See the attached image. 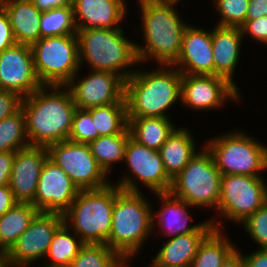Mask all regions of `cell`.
Wrapping results in <instances>:
<instances>
[{
  "label": "cell",
  "instance_id": "cell-26",
  "mask_svg": "<svg viewBox=\"0 0 267 267\" xmlns=\"http://www.w3.org/2000/svg\"><path fill=\"white\" fill-rule=\"evenodd\" d=\"M127 120L131 138L157 151L176 128L175 123L166 117L127 118Z\"/></svg>",
  "mask_w": 267,
  "mask_h": 267
},
{
  "label": "cell",
  "instance_id": "cell-25",
  "mask_svg": "<svg viewBox=\"0 0 267 267\" xmlns=\"http://www.w3.org/2000/svg\"><path fill=\"white\" fill-rule=\"evenodd\" d=\"M5 11L17 43L32 46L41 38L42 12L31 0H7Z\"/></svg>",
  "mask_w": 267,
  "mask_h": 267
},
{
  "label": "cell",
  "instance_id": "cell-2",
  "mask_svg": "<svg viewBox=\"0 0 267 267\" xmlns=\"http://www.w3.org/2000/svg\"><path fill=\"white\" fill-rule=\"evenodd\" d=\"M142 25L143 44H136L139 64L173 65L180 54L187 21H183L176 3L137 0Z\"/></svg>",
  "mask_w": 267,
  "mask_h": 267
},
{
  "label": "cell",
  "instance_id": "cell-31",
  "mask_svg": "<svg viewBox=\"0 0 267 267\" xmlns=\"http://www.w3.org/2000/svg\"><path fill=\"white\" fill-rule=\"evenodd\" d=\"M95 125V139L99 136L121 134L128 127L126 102L87 109Z\"/></svg>",
  "mask_w": 267,
  "mask_h": 267
},
{
  "label": "cell",
  "instance_id": "cell-21",
  "mask_svg": "<svg viewBox=\"0 0 267 267\" xmlns=\"http://www.w3.org/2000/svg\"><path fill=\"white\" fill-rule=\"evenodd\" d=\"M126 0H74L72 3L77 29L122 28L127 16Z\"/></svg>",
  "mask_w": 267,
  "mask_h": 267
},
{
  "label": "cell",
  "instance_id": "cell-28",
  "mask_svg": "<svg viewBox=\"0 0 267 267\" xmlns=\"http://www.w3.org/2000/svg\"><path fill=\"white\" fill-rule=\"evenodd\" d=\"M222 230L213 229L199 244L190 267H220L237 248Z\"/></svg>",
  "mask_w": 267,
  "mask_h": 267
},
{
  "label": "cell",
  "instance_id": "cell-44",
  "mask_svg": "<svg viewBox=\"0 0 267 267\" xmlns=\"http://www.w3.org/2000/svg\"><path fill=\"white\" fill-rule=\"evenodd\" d=\"M16 203L17 201L9 185L0 186V216L11 209Z\"/></svg>",
  "mask_w": 267,
  "mask_h": 267
},
{
  "label": "cell",
  "instance_id": "cell-9",
  "mask_svg": "<svg viewBox=\"0 0 267 267\" xmlns=\"http://www.w3.org/2000/svg\"><path fill=\"white\" fill-rule=\"evenodd\" d=\"M266 202L267 181L263 177L222 175L218 214L209 219L214 229L223 231L225 224L219 218L240 224Z\"/></svg>",
  "mask_w": 267,
  "mask_h": 267
},
{
  "label": "cell",
  "instance_id": "cell-23",
  "mask_svg": "<svg viewBox=\"0 0 267 267\" xmlns=\"http://www.w3.org/2000/svg\"><path fill=\"white\" fill-rule=\"evenodd\" d=\"M213 229V224L208 218V221L198 231L167 239L155 253L156 255L151 258L161 265L190 267L199 244Z\"/></svg>",
  "mask_w": 267,
  "mask_h": 267
},
{
  "label": "cell",
  "instance_id": "cell-16",
  "mask_svg": "<svg viewBox=\"0 0 267 267\" xmlns=\"http://www.w3.org/2000/svg\"><path fill=\"white\" fill-rule=\"evenodd\" d=\"M42 86L34 68L31 46L16 43L0 53V89L25 98Z\"/></svg>",
  "mask_w": 267,
  "mask_h": 267
},
{
  "label": "cell",
  "instance_id": "cell-32",
  "mask_svg": "<svg viewBox=\"0 0 267 267\" xmlns=\"http://www.w3.org/2000/svg\"><path fill=\"white\" fill-rule=\"evenodd\" d=\"M70 267H131L107 244H85Z\"/></svg>",
  "mask_w": 267,
  "mask_h": 267
},
{
  "label": "cell",
  "instance_id": "cell-49",
  "mask_svg": "<svg viewBox=\"0 0 267 267\" xmlns=\"http://www.w3.org/2000/svg\"><path fill=\"white\" fill-rule=\"evenodd\" d=\"M6 3H7V0H0V12L5 10Z\"/></svg>",
  "mask_w": 267,
  "mask_h": 267
},
{
  "label": "cell",
  "instance_id": "cell-41",
  "mask_svg": "<svg viewBox=\"0 0 267 267\" xmlns=\"http://www.w3.org/2000/svg\"><path fill=\"white\" fill-rule=\"evenodd\" d=\"M15 152H0V186L9 185Z\"/></svg>",
  "mask_w": 267,
  "mask_h": 267
},
{
  "label": "cell",
  "instance_id": "cell-48",
  "mask_svg": "<svg viewBox=\"0 0 267 267\" xmlns=\"http://www.w3.org/2000/svg\"><path fill=\"white\" fill-rule=\"evenodd\" d=\"M148 267H174V266L161 265L160 263H158L154 259H152L151 263L148 265Z\"/></svg>",
  "mask_w": 267,
  "mask_h": 267
},
{
  "label": "cell",
  "instance_id": "cell-11",
  "mask_svg": "<svg viewBox=\"0 0 267 267\" xmlns=\"http://www.w3.org/2000/svg\"><path fill=\"white\" fill-rule=\"evenodd\" d=\"M123 162L130 174L125 172L116 182L122 190L141 193V186H144L153 194L169 192L172 180L165 172L159 151L141 145L130 137Z\"/></svg>",
  "mask_w": 267,
  "mask_h": 267
},
{
  "label": "cell",
  "instance_id": "cell-38",
  "mask_svg": "<svg viewBox=\"0 0 267 267\" xmlns=\"http://www.w3.org/2000/svg\"><path fill=\"white\" fill-rule=\"evenodd\" d=\"M241 30L243 39L249 35L251 40L267 45V15L254 20H246Z\"/></svg>",
  "mask_w": 267,
  "mask_h": 267
},
{
  "label": "cell",
  "instance_id": "cell-47",
  "mask_svg": "<svg viewBox=\"0 0 267 267\" xmlns=\"http://www.w3.org/2000/svg\"><path fill=\"white\" fill-rule=\"evenodd\" d=\"M0 267H10L7 252L0 251Z\"/></svg>",
  "mask_w": 267,
  "mask_h": 267
},
{
  "label": "cell",
  "instance_id": "cell-42",
  "mask_svg": "<svg viewBox=\"0 0 267 267\" xmlns=\"http://www.w3.org/2000/svg\"><path fill=\"white\" fill-rule=\"evenodd\" d=\"M247 267H267V249L258 248L248 255H243Z\"/></svg>",
  "mask_w": 267,
  "mask_h": 267
},
{
  "label": "cell",
  "instance_id": "cell-15",
  "mask_svg": "<svg viewBox=\"0 0 267 267\" xmlns=\"http://www.w3.org/2000/svg\"><path fill=\"white\" fill-rule=\"evenodd\" d=\"M225 78L216 75L182 74L180 103L194 111L215 110L230 100L239 102L240 95Z\"/></svg>",
  "mask_w": 267,
  "mask_h": 267
},
{
  "label": "cell",
  "instance_id": "cell-6",
  "mask_svg": "<svg viewBox=\"0 0 267 267\" xmlns=\"http://www.w3.org/2000/svg\"><path fill=\"white\" fill-rule=\"evenodd\" d=\"M116 184L99 189L80 190L63 213L64 223L85 244H106L110 232Z\"/></svg>",
  "mask_w": 267,
  "mask_h": 267
},
{
  "label": "cell",
  "instance_id": "cell-1",
  "mask_svg": "<svg viewBox=\"0 0 267 267\" xmlns=\"http://www.w3.org/2000/svg\"><path fill=\"white\" fill-rule=\"evenodd\" d=\"M29 145L48 147L68 140L77 109L66 86L43 85L22 98Z\"/></svg>",
  "mask_w": 267,
  "mask_h": 267
},
{
  "label": "cell",
  "instance_id": "cell-52",
  "mask_svg": "<svg viewBox=\"0 0 267 267\" xmlns=\"http://www.w3.org/2000/svg\"><path fill=\"white\" fill-rule=\"evenodd\" d=\"M70 4H72L74 2V0H67Z\"/></svg>",
  "mask_w": 267,
  "mask_h": 267
},
{
  "label": "cell",
  "instance_id": "cell-3",
  "mask_svg": "<svg viewBox=\"0 0 267 267\" xmlns=\"http://www.w3.org/2000/svg\"><path fill=\"white\" fill-rule=\"evenodd\" d=\"M134 69L125 81L127 118H170L166 111L181 100L182 73L173 65H158L149 71Z\"/></svg>",
  "mask_w": 267,
  "mask_h": 267
},
{
  "label": "cell",
  "instance_id": "cell-24",
  "mask_svg": "<svg viewBox=\"0 0 267 267\" xmlns=\"http://www.w3.org/2000/svg\"><path fill=\"white\" fill-rule=\"evenodd\" d=\"M188 128L176 127L159 152L167 176L174 179L200 150ZM198 148V149H196Z\"/></svg>",
  "mask_w": 267,
  "mask_h": 267
},
{
  "label": "cell",
  "instance_id": "cell-22",
  "mask_svg": "<svg viewBox=\"0 0 267 267\" xmlns=\"http://www.w3.org/2000/svg\"><path fill=\"white\" fill-rule=\"evenodd\" d=\"M243 41L241 27L215 25L212 28L214 75L225 78L238 91L239 86L234 82L233 77L240 62Z\"/></svg>",
  "mask_w": 267,
  "mask_h": 267
},
{
  "label": "cell",
  "instance_id": "cell-45",
  "mask_svg": "<svg viewBox=\"0 0 267 267\" xmlns=\"http://www.w3.org/2000/svg\"><path fill=\"white\" fill-rule=\"evenodd\" d=\"M40 12H47L56 8L70 6L67 0H31Z\"/></svg>",
  "mask_w": 267,
  "mask_h": 267
},
{
  "label": "cell",
  "instance_id": "cell-19",
  "mask_svg": "<svg viewBox=\"0 0 267 267\" xmlns=\"http://www.w3.org/2000/svg\"><path fill=\"white\" fill-rule=\"evenodd\" d=\"M182 74L214 75L212 29L189 24L183 34L177 61L173 64Z\"/></svg>",
  "mask_w": 267,
  "mask_h": 267
},
{
  "label": "cell",
  "instance_id": "cell-30",
  "mask_svg": "<svg viewBox=\"0 0 267 267\" xmlns=\"http://www.w3.org/2000/svg\"><path fill=\"white\" fill-rule=\"evenodd\" d=\"M84 245L85 243L64 223L55 232L44 262L53 266L70 267Z\"/></svg>",
  "mask_w": 267,
  "mask_h": 267
},
{
  "label": "cell",
  "instance_id": "cell-34",
  "mask_svg": "<svg viewBox=\"0 0 267 267\" xmlns=\"http://www.w3.org/2000/svg\"><path fill=\"white\" fill-rule=\"evenodd\" d=\"M41 38L76 34L72 4L43 12L40 20Z\"/></svg>",
  "mask_w": 267,
  "mask_h": 267
},
{
  "label": "cell",
  "instance_id": "cell-29",
  "mask_svg": "<svg viewBox=\"0 0 267 267\" xmlns=\"http://www.w3.org/2000/svg\"><path fill=\"white\" fill-rule=\"evenodd\" d=\"M130 137L127 127L121 134L99 136L88 144L92 155L107 175L113 171V165L124 161L125 148Z\"/></svg>",
  "mask_w": 267,
  "mask_h": 267
},
{
  "label": "cell",
  "instance_id": "cell-13",
  "mask_svg": "<svg viewBox=\"0 0 267 267\" xmlns=\"http://www.w3.org/2000/svg\"><path fill=\"white\" fill-rule=\"evenodd\" d=\"M64 224L61 213L40 212L7 252L10 267H29L45 259L55 232Z\"/></svg>",
  "mask_w": 267,
  "mask_h": 267
},
{
  "label": "cell",
  "instance_id": "cell-5",
  "mask_svg": "<svg viewBox=\"0 0 267 267\" xmlns=\"http://www.w3.org/2000/svg\"><path fill=\"white\" fill-rule=\"evenodd\" d=\"M124 33L123 28L77 29L80 68L86 64L90 70L116 73L126 81L139 61L136 42Z\"/></svg>",
  "mask_w": 267,
  "mask_h": 267
},
{
  "label": "cell",
  "instance_id": "cell-43",
  "mask_svg": "<svg viewBox=\"0 0 267 267\" xmlns=\"http://www.w3.org/2000/svg\"><path fill=\"white\" fill-rule=\"evenodd\" d=\"M267 15V0H249L246 20H254Z\"/></svg>",
  "mask_w": 267,
  "mask_h": 267
},
{
  "label": "cell",
  "instance_id": "cell-18",
  "mask_svg": "<svg viewBox=\"0 0 267 267\" xmlns=\"http://www.w3.org/2000/svg\"><path fill=\"white\" fill-rule=\"evenodd\" d=\"M47 158L48 149L43 146L29 145L15 152L9 187L17 202L34 201L40 172Z\"/></svg>",
  "mask_w": 267,
  "mask_h": 267
},
{
  "label": "cell",
  "instance_id": "cell-27",
  "mask_svg": "<svg viewBox=\"0 0 267 267\" xmlns=\"http://www.w3.org/2000/svg\"><path fill=\"white\" fill-rule=\"evenodd\" d=\"M39 213L32 203L17 202L0 216V251L8 252Z\"/></svg>",
  "mask_w": 267,
  "mask_h": 267
},
{
  "label": "cell",
  "instance_id": "cell-39",
  "mask_svg": "<svg viewBox=\"0 0 267 267\" xmlns=\"http://www.w3.org/2000/svg\"><path fill=\"white\" fill-rule=\"evenodd\" d=\"M22 98L11 91L0 89V121L21 108Z\"/></svg>",
  "mask_w": 267,
  "mask_h": 267
},
{
  "label": "cell",
  "instance_id": "cell-50",
  "mask_svg": "<svg viewBox=\"0 0 267 267\" xmlns=\"http://www.w3.org/2000/svg\"><path fill=\"white\" fill-rule=\"evenodd\" d=\"M152 1H157V2H166V3H178L181 0H152Z\"/></svg>",
  "mask_w": 267,
  "mask_h": 267
},
{
  "label": "cell",
  "instance_id": "cell-20",
  "mask_svg": "<svg viewBox=\"0 0 267 267\" xmlns=\"http://www.w3.org/2000/svg\"><path fill=\"white\" fill-rule=\"evenodd\" d=\"M154 196L158 197L156 199L158 203L159 200L161 203L159 211L152 210V232L154 233V230L158 229L156 230L157 235L160 233V236H167L166 238L170 239L181 234L196 232L208 221L190 225L193 221V216L189 212L192 205L175 197L170 192L155 193ZM155 227L157 228L155 229Z\"/></svg>",
  "mask_w": 267,
  "mask_h": 267
},
{
  "label": "cell",
  "instance_id": "cell-10",
  "mask_svg": "<svg viewBox=\"0 0 267 267\" xmlns=\"http://www.w3.org/2000/svg\"><path fill=\"white\" fill-rule=\"evenodd\" d=\"M31 49L42 85L65 86L80 70L77 34L40 38Z\"/></svg>",
  "mask_w": 267,
  "mask_h": 267
},
{
  "label": "cell",
  "instance_id": "cell-4",
  "mask_svg": "<svg viewBox=\"0 0 267 267\" xmlns=\"http://www.w3.org/2000/svg\"><path fill=\"white\" fill-rule=\"evenodd\" d=\"M143 192H129L116 185L111 232L106 244L127 264L152 236L153 204ZM143 245V246H142ZM131 260V261H130Z\"/></svg>",
  "mask_w": 267,
  "mask_h": 267
},
{
  "label": "cell",
  "instance_id": "cell-8",
  "mask_svg": "<svg viewBox=\"0 0 267 267\" xmlns=\"http://www.w3.org/2000/svg\"><path fill=\"white\" fill-rule=\"evenodd\" d=\"M201 146L203 148L172 179L169 192L194 208H212L217 211L222 174L211 152L204 144Z\"/></svg>",
  "mask_w": 267,
  "mask_h": 267
},
{
  "label": "cell",
  "instance_id": "cell-36",
  "mask_svg": "<svg viewBox=\"0 0 267 267\" xmlns=\"http://www.w3.org/2000/svg\"><path fill=\"white\" fill-rule=\"evenodd\" d=\"M261 249H267V202L240 223Z\"/></svg>",
  "mask_w": 267,
  "mask_h": 267
},
{
  "label": "cell",
  "instance_id": "cell-51",
  "mask_svg": "<svg viewBox=\"0 0 267 267\" xmlns=\"http://www.w3.org/2000/svg\"><path fill=\"white\" fill-rule=\"evenodd\" d=\"M42 267H59V266H53V265H48L46 263H42ZM38 267V266H37ZM41 267V266H40Z\"/></svg>",
  "mask_w": 267,
  "mask_h": 267
},
{
  "label": "cell",
  "instance_id": "cell-46",
  "mask_svg": "<svg viewBox=\"0 0 267 267\" xmlns=\"http://www.w3.org/2000/svg\"><path fill=\"white\" fill-rule=\"evenodd\" d=\"M220 267H247L244 256L241 251L236 248L223 262Z\"/></svg>",
  "mask_w": 267,
  "mask_h": 267
},
{
  "label": "cell",
  "instance_id": "cell-17",
  "mask_svg": "<svg viewBox=\"0 0 267 267\" xmlns=\"http://www.w3.org/2000/svg\"><path fill=\"white\" fill-rule=\"evenodd\" d=\"M71 178L49 158L44 162L32 204L40 212L63 214L79 193Z\"/></svg>",
  "mask_w": 267,
  "mask_h": 267
},
{
  "label": "cell",
  "instance_id": "cell-33",
  "mask_svg": "<svg viewBox=\"0 0 267 267\" xmlns=\"http://www.w3.org/2000/svg\"><path fill=\"white\" fill-rule=\"evenodd\" d=\"M28 146L25 114L20 108L0 121V152H16Z\"/></svg>",
  "mask_w": 267,
  "mask_h": 267
},
{
  "label": "cell",
  "instance_id": "cell-7",
  "mask_svg": "<svg viewBox=\"0 0 267 267\" xmlns=\"http://www.w3.org/2000/svg\"><path fill=\"white\" fill-rule=\"evenodd\" d=\"M247 132L234 128L231 132L207 139L204 142L211 152L222 175H248L263 177L267 170V144Z\"/></svg>",
  "mask_w": 267,
  "mask_h": 267
},
{
  "label": "cell",
  "instance_id": "cell-35",
  "mask_svg": "<svg viewBox=\"0 0 267 267\" xmlns=\"http://www.w3.org/2000/svg\"><path fill=\"white\" fill-rule=\"evenodd\" d=\"M219 20L215 25L241 27L246 21L249 0H214Z\"/></svg>",
  "mask_w": 267,
  "mask_h": 267
},
{
  "label": "cell",
  "instance_id": "cell-14",
  "mask_svg": "<svg viewBox=\"0 0 267 267\" xmlns=\"http://www.w3.org/2000/svg\"><path fill=\"white\" fill-rule=\"evenodd\" d=\"M81 68L65 85L79 109L125 102V80L116 73L93 71L79 77ZM79 79V80H78Z\"/></svg>",
  "mask_w": 267,
  "mask_h": 267
},
{
  "label": "cell",
  "instance_id": "cell-40",
  "mask_svg": "<svg viewBox=\"0 0 267 267\" xmlns=\"http://www.w3.org/2000/svg\"><path fill=\"white\" fill-rule=\"evenodd\" d=\"M7 12H0V53L16 44Z\"/></svg>",
  "mask_w": 267,
  "mask_h": 267
},
{
  "label": "cell",
  "instance_id": "cell-37",
  "mask_svg": "<svg viewBox=\"0 0 267 267\" xmlns=\"http://www.w3.org/2000/svg\"><path fill=\"white\" fill-rule=\"evenodd\" d=\"M68 140L83 144H89L95 140V125L87 109H76Z\"/></svg>",
  "mask_w": 267,
  "mask_h": 267
},
{
  "label": "cell",
  "instance_id": "cell-12",
  "mask_svg": "<svg viewBox=\"0 0 267 267\" xmlns=\"http://www.w3.org/2000/svg\"><path fill=\"white\" fill-rule=\"evenodd\" d=\"M47 149L48 158L62 168L79 190L99 189L111 183L88 144L65 140Z\"/></svg>",
  "mask_w": 267,
  "mask_h": 267
}]
</instances>
